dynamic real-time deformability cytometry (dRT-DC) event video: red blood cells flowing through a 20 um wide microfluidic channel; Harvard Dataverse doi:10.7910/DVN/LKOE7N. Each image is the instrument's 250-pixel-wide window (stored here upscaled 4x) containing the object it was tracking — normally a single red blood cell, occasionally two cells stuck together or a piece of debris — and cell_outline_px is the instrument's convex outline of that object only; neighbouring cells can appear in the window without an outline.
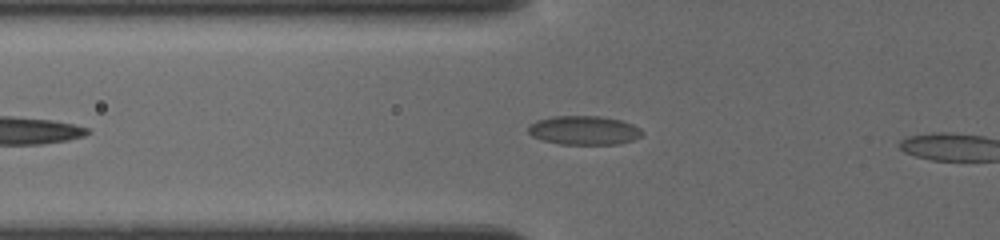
{"species": "common noctule bat (a hibernating species)", "species_latin": "Nyctalus noctula", "temperature_condition": "cold", "stored_images_in_passage": 6, "camera_frame_rate_fps": 3000, "um_per_image_px": 0.085, "animal": {"sex": "female", "body_mass_g": 19.5, "forearm_length_mm": 54.1}, "frame": {"image": 1, "passage_image": 5, "time_ms": 2.0, "image_size_px": [1000, 240], "cell_outline_px": [[644, 132], [640, 136], [632, 140], [616, 144], [560, 144], [544, 140], [532, 136], [528, 132], [528, 128], [536, 120], [552, 116], [600, 116], [620, 120], [632, 124], [640, 128]], "centroid_in_image_um": [49.64, 11.07], "position_along_channel_um": 76.2, "area_um2": 19.07}}